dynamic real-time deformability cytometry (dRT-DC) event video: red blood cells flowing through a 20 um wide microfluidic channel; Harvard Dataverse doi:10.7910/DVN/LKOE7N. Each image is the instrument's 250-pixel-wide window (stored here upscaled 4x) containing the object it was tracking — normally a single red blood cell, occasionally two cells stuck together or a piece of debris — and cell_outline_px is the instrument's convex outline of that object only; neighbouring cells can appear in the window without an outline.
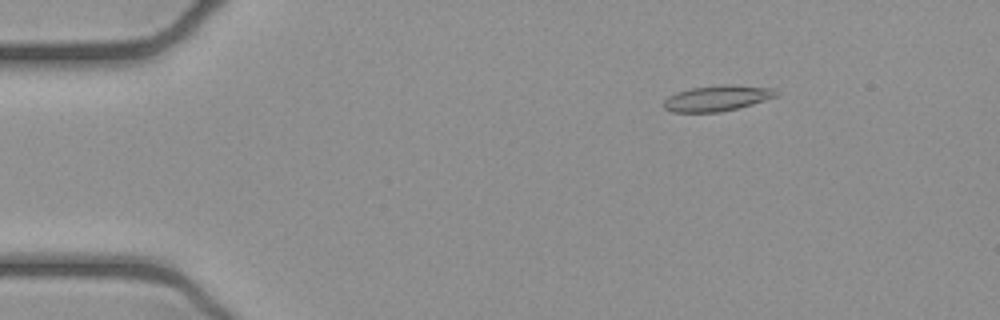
{"species": "common noctule bat (a hibernating species)", "species_latin": "Nyctalus noctula", "temperature_condition": "cold", "stored_images_in_passage": 52, "camera_frame_rate_fps": 3000, "um_per_image_px": 0.085, "animal": {"sex": "female", "body_mass_g": 21.9}, "frame": {"image": 1, "passage_image": 8, "time_ms": 2.333, "image_size_px": [1000, 320], "cell_outline_px": [[776, 96], [752, 104], [720, 112], [672, 112], [664, 108], [664, 100], [668, 96], [676, 92], [692, 88], [724, 84], [728, 84], [776, 88]], "centroid_in_image_um": [60.93, 8.34], "position_along_channel_um": 24.1, "area_um2": 16.7}}
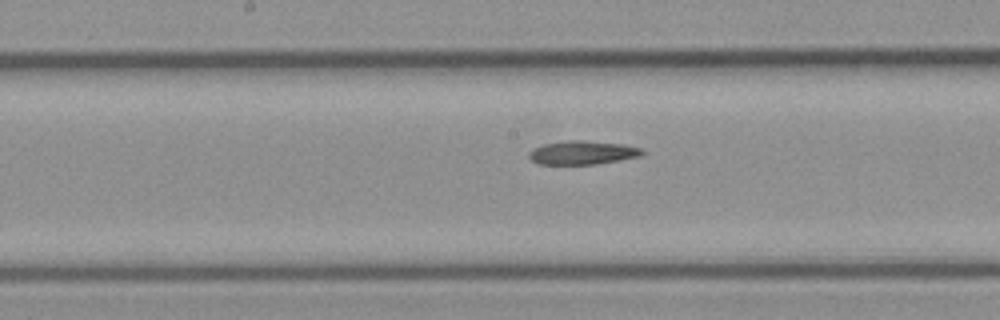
{"frame": {"image": 2, "passage_image": 27, "time_ms": 8.667, "image_size_px": [1000, 320], "cell_outline_px": [[644, 152], [640, 156], [620, 160], [596, 164], [540, 164], [532, 160], [528, 156], [528, 152], [532, 148], [544, 144], [568, 140], [580, 140], [624, 144], [644, 148]], "centroid_in_image_um": [49.52, 12.97], "position_along_channel_um": 198.7, "area_um2": 15.66}}
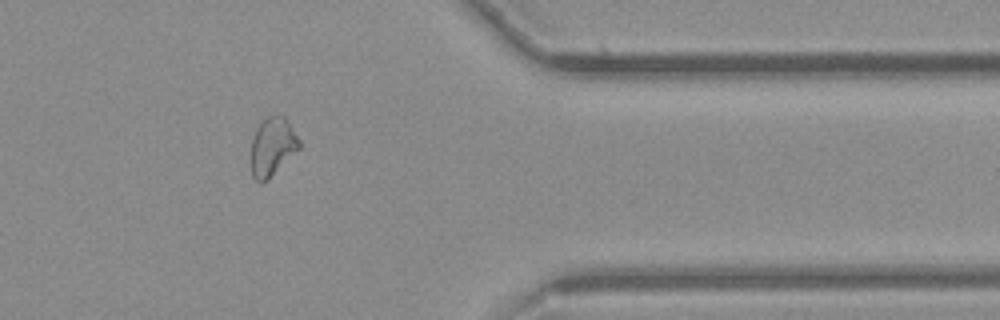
{"frame": {"image": 3, "passage_image": 43, "time_ms": 14.0, "image_size_px": [1000, 320], "cell_outline_px": [[300, 148], [268, 180], [260, 184], [252, 176], [252, 140], [256, 128], [260, 120], [268, 116], [284, 116], [288, 120], [300, 140]], "centroid_in_image_um": [23.16, 12.46], "position_along_channel_um": 388.2, "area_um2": 16.47}, "authors_computed_cell_mechanics": {"area_um2": 16.473, "velocity_mm_per_s": 3.9039, "shape_relaxation_time_tau1_ms": null, "shape_relaxation_time_tau2_ms": 2.8136, "deformation_change_tau1": null, "deformation_change_tau2": 0.1095}}